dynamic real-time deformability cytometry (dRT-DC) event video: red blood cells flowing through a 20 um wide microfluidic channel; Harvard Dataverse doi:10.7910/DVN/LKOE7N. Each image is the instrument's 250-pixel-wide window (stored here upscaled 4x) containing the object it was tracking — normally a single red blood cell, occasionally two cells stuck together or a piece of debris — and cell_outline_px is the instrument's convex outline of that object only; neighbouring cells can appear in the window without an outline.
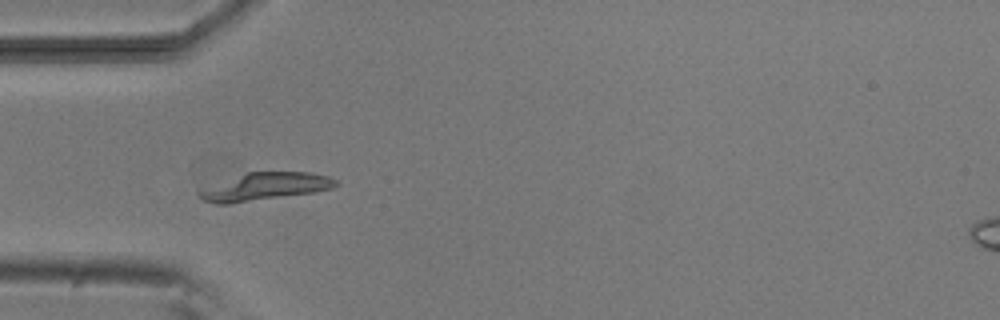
{"species": "common noctule bat (a hibernating species)", "species_latin": "Nyctalus noctula", "temperature_condition": "room temperature", "stored_images_in_passage": 4, "camera_frame_rate_fps": 3000, "um_per_image_px": 0.085, "animal": {"sex": "male", "body_mass_g": 20.5, "forearm_length_mm": 52.5}, "frame": {"image": 1, "passage_image": 3, "time_ms": 2.667, "image_size_px": [1000, 320], "cell_outline_px": [[340, 184], [332, 188], [312, 192], [232, 204], [216, 204], [204, 200], [196, 192], [248, 172], [312, 172], [328, 176], [336, 180]], "centroid_in_image_um": [22.59, 15.87], "position_along_channel_um": 62.4, "area_um2": 21.5}}
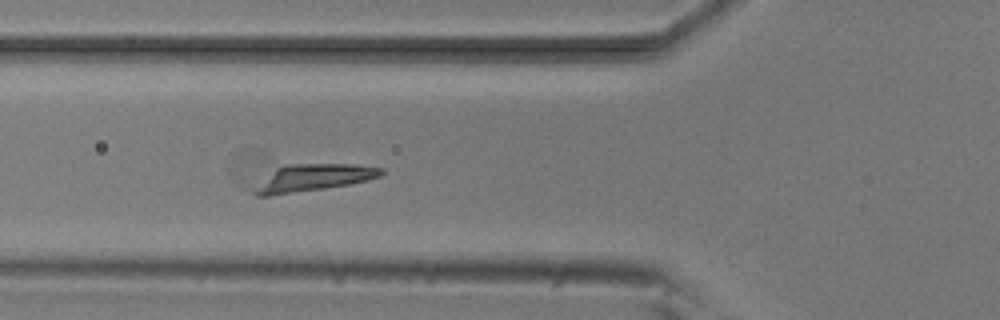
{"frame": {"image": 2, "passage_image": 4, "time_ms": 3.667, "image_size_px": [1000, 320], "cell_outline_px": [[384, 172], [380, 176], [368, 180], [348, 184], [324, 188], [268, 196], [256, 196], [252, 192], [276, 168], [288, 164], [356, 164], [384, 168]], "centroid_in_image_um": [26.7, 15.1], "position_along_channel_um": 99.1, "area_um2": 19.54}}